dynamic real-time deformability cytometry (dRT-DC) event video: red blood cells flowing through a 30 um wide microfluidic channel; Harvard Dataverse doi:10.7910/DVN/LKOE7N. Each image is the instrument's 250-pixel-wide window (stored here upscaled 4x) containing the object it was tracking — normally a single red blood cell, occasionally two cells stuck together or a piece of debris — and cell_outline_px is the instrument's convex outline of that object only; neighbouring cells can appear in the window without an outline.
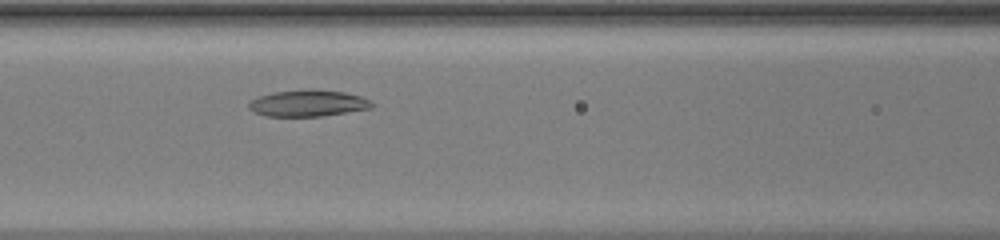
{"species": "common noctule bat (a hibernating species)", "species_latin": "Nyctalus noctula", "temperature_condition": "warm", "stored_images_in_passage": 40, "camera_frame_rate_fps": 3000, "um_per_image_px": 0.085, "animal": {"sex": "female", "body_mass_g": 20.0, "forearm_length_mm": 54.0}, "frame": {"image": 1, "passage_image": 12, "time_ms": 3.667, "image_size_px": [1000, 240], "cell_outline_px": [[376, 104], [372, 108], [320, 116], [264, 116], [252, 112], [248, 108], [248, 100], [272, 92], [308, 88], [312, 88], [344, 92], [360, 96]], "centroid_in_image_um": [26.13, 8.76], "position_along_channel_um": 140.5, "area_um2": 19.31}}
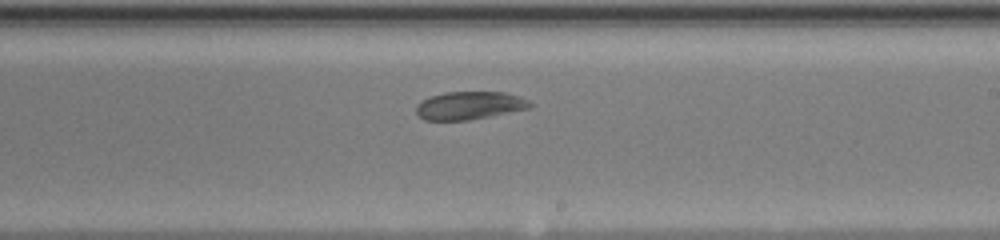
{"frame": {"image": 2, "passage_image": 20, "time_ms": 6.333, "image_size_px": [1000, 240], "cell_outline_px": [[532, 108], [468, 120], [424, 120], [416, 112], [416, 104], [420, 100], [444, 92], [504, 92], [528, 100], [532, 104]], "centroid_in_image_um": [39.88, 8.97], "position_along_channel_um": 249.1, "area_um2": 18.5}}
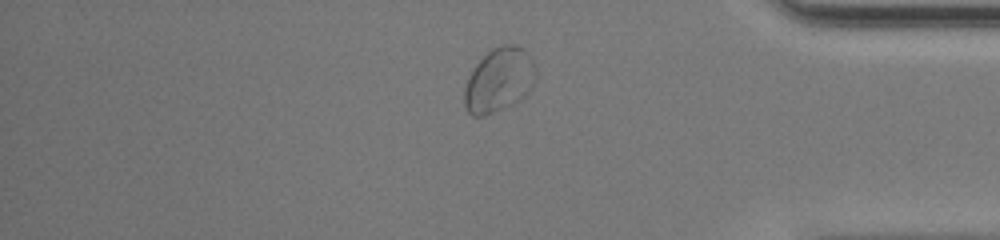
{"frame": {"image": 3, "passage_image": 32, "time_ms": 10.333, "image_size_px": [1000, 240], "cell_outline_px": [[536, 80], [532, 88], [520, 100], [512, 104], [484, 116], [472, 116], [468, 112], [464, 104], [464, 88], [476, 64], [492, 48], [504, 44], [516, 44], [524, 48], [536, 68]], "centroid_in_image_um": [42.44, 6.8], "position_along_channel_um": 392.8, "area_um2": 26.65}, "authors_computed_cell_mechanics": {"area_um2": 19.941, "velocity_mm_per_s": 4.0937, "shape_relaxation_time_tau1_ms": null, "shape_relaxation_time_tau2_ms": 2.0791, "deformation_change_tau1": null, "deformation_change_tau2": 0.0508}}